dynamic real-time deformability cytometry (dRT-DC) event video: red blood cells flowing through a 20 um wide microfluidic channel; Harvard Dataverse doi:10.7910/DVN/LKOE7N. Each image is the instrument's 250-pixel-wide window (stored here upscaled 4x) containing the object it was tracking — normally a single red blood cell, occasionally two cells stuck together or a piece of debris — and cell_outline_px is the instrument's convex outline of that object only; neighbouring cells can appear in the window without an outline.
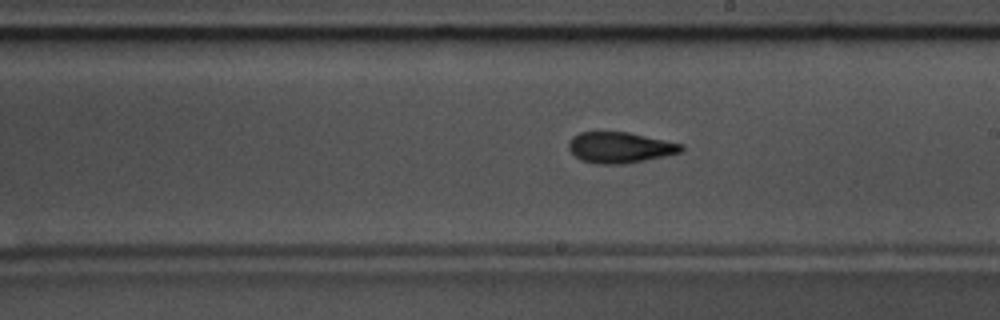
{"species": "common noctule bat (a hibernating species)", "species_latin": "Nyctalus noctula", "temperature_condition": "warm", "stored_images_in_passage": 43, "camera_frame_rate_fps": 3000, "um_per_image_px": 0.085, "animal": {"sex": "male", "body_mass_g": 17.5, "forearm_length_mm": 52.3}, "frame": {"image": 1, "passage_image": 19, "time_ms": 6.0, "image_size_px": [1000, 320], "cell_outline_px": [[684, 148], [680, 152], [664, 156], [624, 164], [596, 164], [580, 160], [568, 148], [568, 144], [572, 136], [580, 132], [628, 132], [684, 144]], "centroid_in_image_um": [52.68, 12.54], "position_along_channel_um": 236.3, "area_um2": 20.23}, "authors_computed_cell_mechanics": {"area_um2": 20.0566, "velocity_mm_per_s": 3.6488, "shape_relaxation_time_tau1_ms": 5.5998, "shape_relaxation_time_tau2_ms": 2.5428, "deformation_change_tau1": 0.1805, "deformation_change_tau2": 0.1084}}